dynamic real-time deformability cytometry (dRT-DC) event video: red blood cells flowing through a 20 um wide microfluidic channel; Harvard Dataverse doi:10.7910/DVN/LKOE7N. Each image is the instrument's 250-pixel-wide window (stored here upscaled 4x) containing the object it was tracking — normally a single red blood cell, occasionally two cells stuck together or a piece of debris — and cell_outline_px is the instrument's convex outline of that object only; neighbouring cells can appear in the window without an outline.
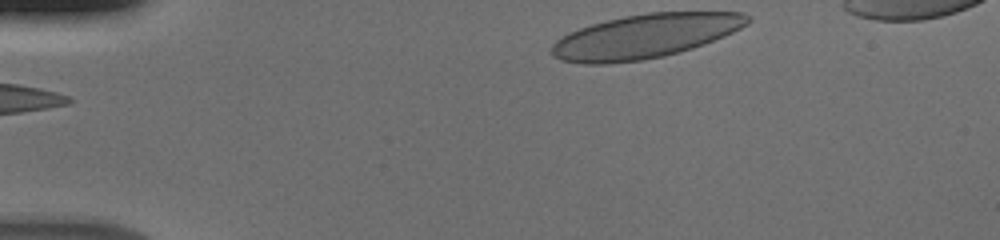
{"species": "human", "species_latin": "Homo sapiens", "temperature_condition": "cold", "stored_images_in_passage": 36, "camera_frame_rate_fps": 3000, "um_per_image_px": 0.085, "donor": {"sex": "male"}, "frame": {"image": 1, "passage_image": 1, "time_ms": 0.0, "image_size_px": [1000, 240], "cell_outline_px": [[752, 20], [748, 24], [724, 36], [704, 44], [692, 48], [664, 56], [644, 60], [608, 64], [580, 64], [560, 60], [552, 56], [552, 44], [556, 40], [568, 32], [592, 24], [624, 16], [648, 12], [744, 12], [752, 16]], "centroid_in_image_um": [54.83, 3.08], "position_along_channel_um": 30.2, "area_um2": 50.52}}
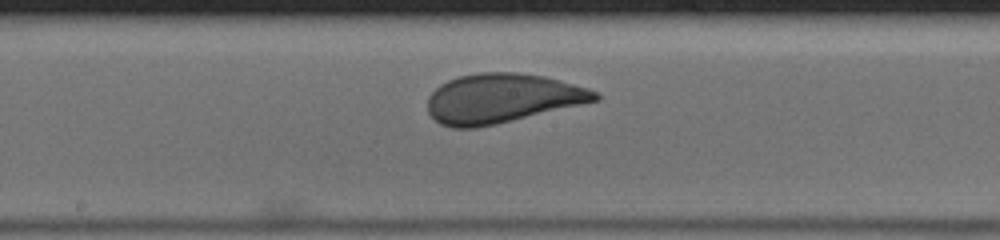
{"frame": {"image": 2, "passage_image": 20, "time_ms": 6.333, "image_size_px": [1000, 240], "cell_outline_px": [[600, 100], [496, 124], [476, 128], [452, 128], [440, 124], [428, 112], [428, 96], [440, 84], [448, 80], [460, 76], [480, 72], [520, 72], [544, 76], [588, 88], [596, 92], [600, 96]], "centroid_in_image_um": [42.66, 8.36], "position_along_channel_um": 205.5, "area_um2": 48.09}}
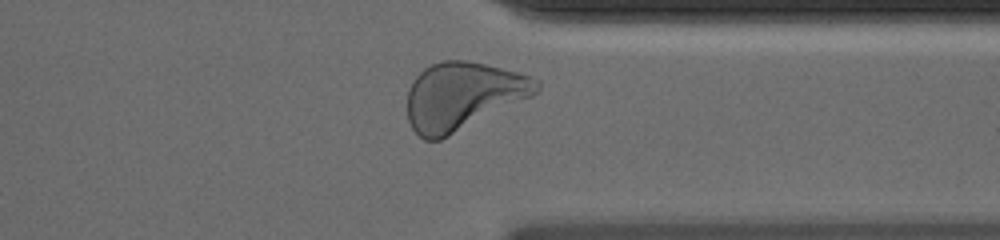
{"frame": {"image": 3, "passage_image": 33, "time_ms": 10.667, "image_size_px": [1000, 240], "cell_outline_px": [[540, 84], [536, 92], [532, 96], [440, 140], [424, 140], [412, 128], [408, 120], [408, 88], [412, 80], [424, 68], [440, 60], [468, 60], [516, 72], [540, 80]], "centroid_in_image_um": [39.3, 8.15], "position_along_channel_um": 372.1, "area_um2": 50.63}}